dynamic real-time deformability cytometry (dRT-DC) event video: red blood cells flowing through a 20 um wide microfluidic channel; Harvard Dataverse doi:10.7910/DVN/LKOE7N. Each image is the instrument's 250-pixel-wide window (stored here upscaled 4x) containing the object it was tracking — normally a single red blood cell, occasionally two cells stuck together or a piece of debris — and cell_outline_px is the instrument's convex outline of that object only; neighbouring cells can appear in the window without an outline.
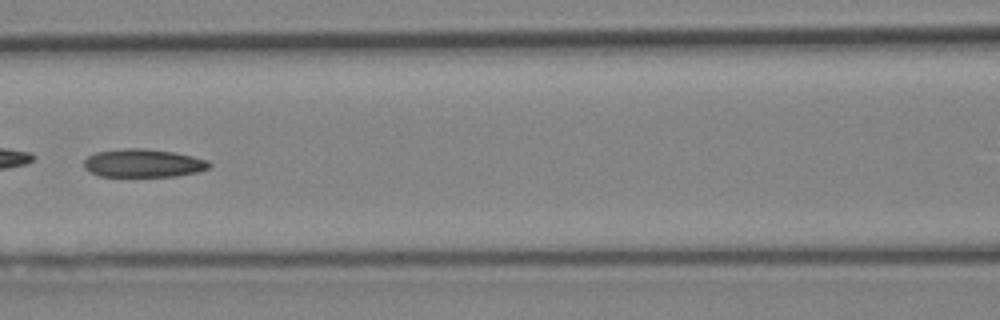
{"species": "Egyptian fruit bat (a non-hibernating species)", "species_latin": "Rousettus aegyptiacus", "temperature_condition": "cold", "stored_images_in_passage": 34, "camera_frame_rate_fps": 3000, "um_per_image_px": 0.085, "animal": {"sex": "female"}, "frame": {"image": 1, "passage_image": 10, "time_ms": 3.0, "image_size_px": [1000, 320], "cell_outline_px": [[212, 164], [208, 168], [200, 172], [176, 176], [100, 176], [84, 168], [84, 160], [88, 156], [96, 152], [124, 148], [144, 148], [176, 152], [208, 160]], "centroid_in_image_um": [12.21, 13.86], "position_along_channel_um": 154.4, "area_um2": 20.69}}
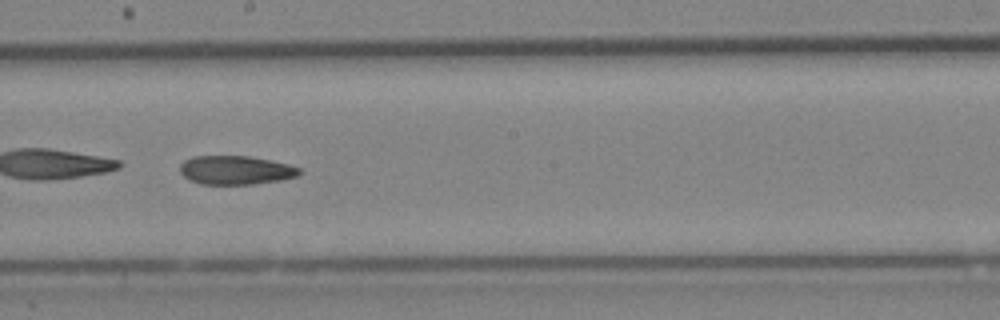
{"frame": {"image": 2, "passage_image": 15, "time_ms": 4.667, "image_size_px": [1000, 320], "cell_outline_px": [[300, 172], [296, 176], [280, 180], [252, 184], [200, 184], [184, 176], [180, 172], [180, 164], [184, 160], [192, 156], [248, 156], [288, 164], [300, 168]], "centroid_in_image_um": [20.0, 14.45], "position_along_channel_um": 228.2, "area_um2": 19.83}}